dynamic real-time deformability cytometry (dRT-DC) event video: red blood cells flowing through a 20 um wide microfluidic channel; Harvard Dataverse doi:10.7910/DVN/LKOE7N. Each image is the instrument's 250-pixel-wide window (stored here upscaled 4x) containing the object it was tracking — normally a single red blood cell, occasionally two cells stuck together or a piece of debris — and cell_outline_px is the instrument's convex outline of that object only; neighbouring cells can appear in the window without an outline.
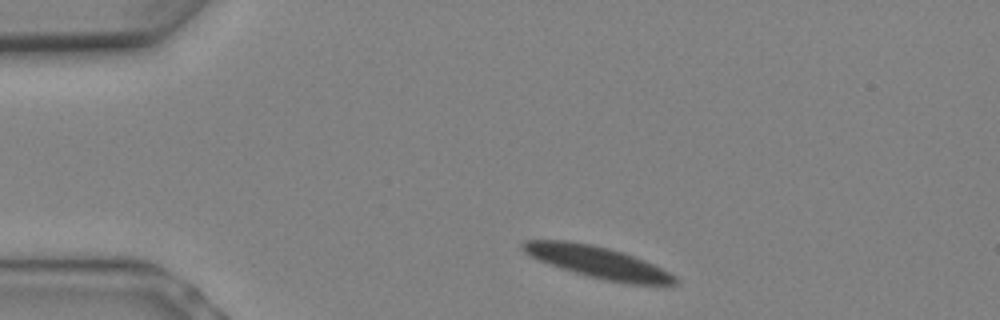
{"species": "Egyptian fruit bat (a non-hibernating species)", "species_latin": "Rousettus aegyptiacus", "temperature_condition": "warm", "stored_images_in_passage": 6, "camera_frame_rate_fps": 3000, "um_per_image_px": 0.085, "animal": {"sex": "female"}, "frame": {"image": 1, "passage_image": 1, "time_ms": 0.0, "image_size_px": [1000, 320], "cell_outline_px": [[680, 280], [676, 284], [628, 284], [604, 280], [588, 276], [540, 260], [524, 252], [520, 244], [524, 240], [568, 240], [592, 244], [624, 252], [644, 260], [676, 276]], "centroid_in_image_um": [50.83, 22.27], "position_along_channel_um": 34.2, "area_um2": 27.8}}
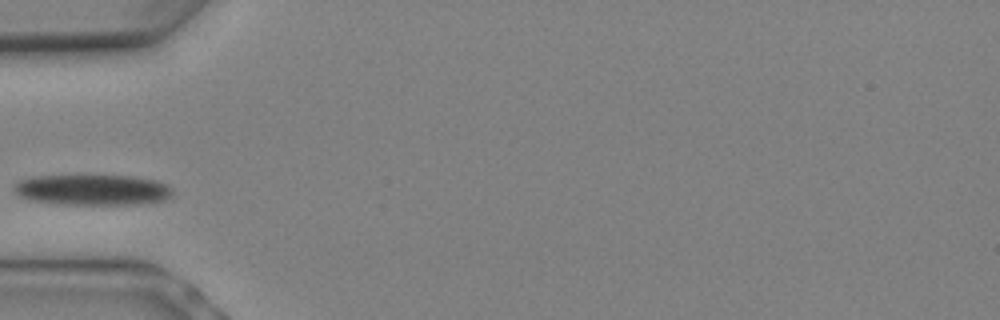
{"frame": {"image": 2, "passage_image": 4, "time_ms": 1.0, "image_size_px": [1000, 320], "cell_outline_px": [[172, 196], [164, 200], [140, 204], [64, 204], [32, 200], [20, 196], [12, 188], [20, 180], [32, 176], [80, 172], [132, 176], [156, 180], [168, 184], [172, 188]], "centroid_in_image_um": [7.86, 16.07], "position_along_channel_um": 77.1, "area_um2": 29.65}}